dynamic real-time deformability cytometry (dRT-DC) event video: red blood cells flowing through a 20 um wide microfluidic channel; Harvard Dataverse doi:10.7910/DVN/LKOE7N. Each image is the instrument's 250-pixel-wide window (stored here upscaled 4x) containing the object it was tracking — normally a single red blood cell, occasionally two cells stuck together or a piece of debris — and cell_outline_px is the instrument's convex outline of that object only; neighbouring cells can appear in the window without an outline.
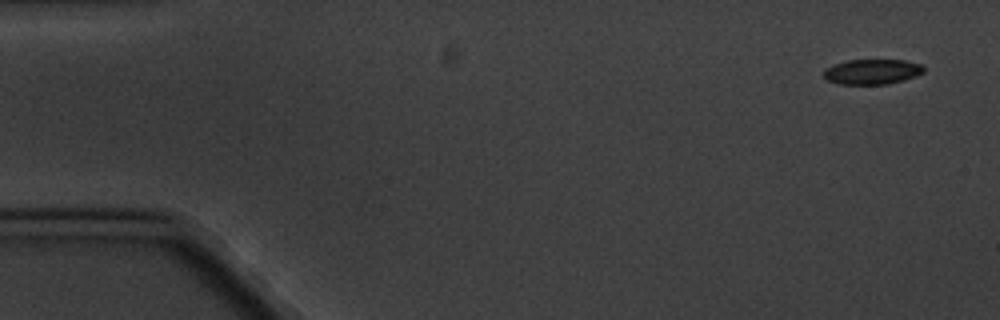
{"species": "common noctule bat (a hibernating species)", "species_latin": "Nyctalus noctula", "temperature_condition": "cold", "stored_images_in_passage": 6, "segment_of_instrument_passage": [1, 2], "camera_frame_rate_fps": 3000, "um_per_image_px": 0.085, "animal": {"sex": "male", "body_mass_g": 20.1, "forearm_length_mm": 53.5}, "frame": {"image": 1, "passage_image": 1, "time_ms": 0.0, "image_size_px": [1000, 320], "cell_outline_px": [[924, 72], [916, 76], [904, 80], [888, 84], [840, 84], [828, 80], [824, 76], [824, 68], [832, 64], [848, 60], [904, 60], [924, 64]], "centroid_in_image_um": [74.15, 6.09], "position_along_channel_um": 10.8, "area_um2": 14.8}}